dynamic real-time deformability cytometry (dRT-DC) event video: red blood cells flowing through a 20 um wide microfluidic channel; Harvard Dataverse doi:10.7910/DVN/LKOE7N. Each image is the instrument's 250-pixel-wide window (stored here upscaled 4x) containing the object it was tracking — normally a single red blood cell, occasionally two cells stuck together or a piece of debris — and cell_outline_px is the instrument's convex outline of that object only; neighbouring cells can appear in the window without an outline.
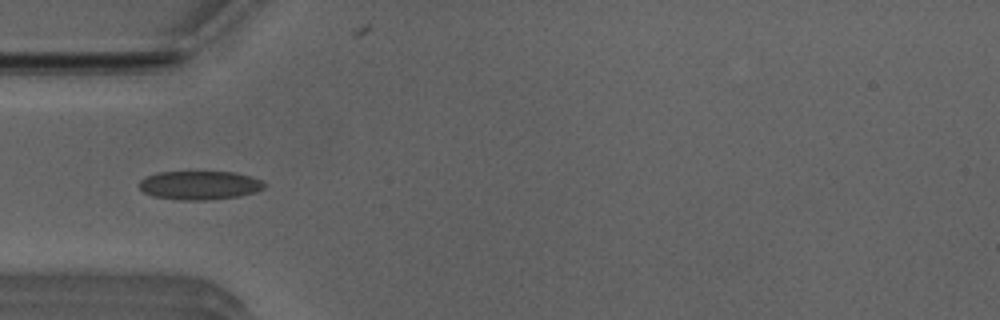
{"species": "Egyptian fruit bat (a non-hibernating species)", "species_latin": "Rousettus aegyptiacus", "temperature_condition": "room temperature", "stored_images_in_passage": 45, "camera_frame_rate_fps": 3000, "um_per_image_px": 0.085, "animal": {"sex": "male"}, "frame": {"image": 1, "passage_image": 9, "time_ms": 2.667, "image_size_px": [1000, 320], "cell_outline_px": [[268, 184], [264, 188], [256, 192], [240, 196], [204, 200], [180, 200], [152, 196], [144, 192], [136, 184], [140, 180], [156, 172], [236, 172], [252, 176]], "centroid_in_image_um": [16.98, 15.74], "position_along_channel_um": 68.0, "area_um2": 21.15}}
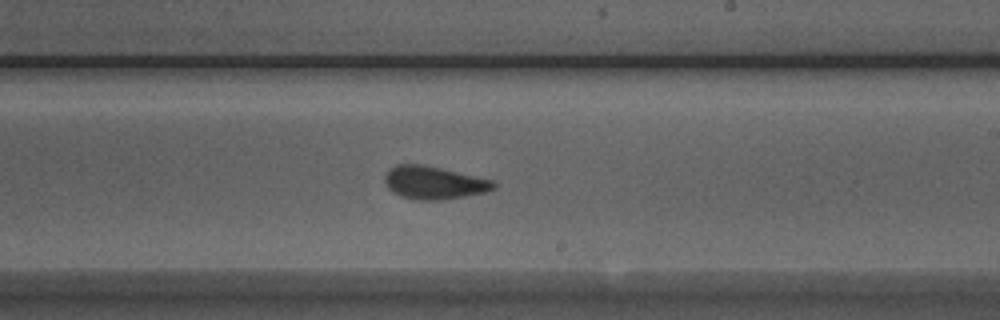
{"frame": {"image": 2, "passage_image": 23, "time_ms": 7.333, "image_size_px": [1000, 320], "cell_outline_px": [[496, 188], [484, 192], [464, 196], [440, 200], [416, 200], [400, 196], [392, 192], [384, 184], [384, 176], [388, 168], [400, 164], [424, 164], [492, 180], [496, 184]], "centroid_in_image_um": [36.82, 15.52], "position_along_channel_um": 252.2, "area_um2": 20.92}}
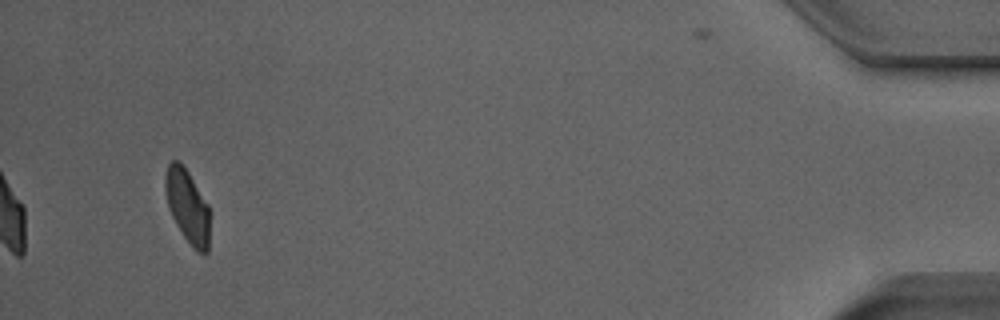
{"frame": {"image": 3, "passage_image": 42, "time_ms": 13.667, "image_size_px": [1000, 320], "cell_outline_px": [[208, 252], [204, 256], [196, 252], [192, 248], [176, 224], [168, 208], [164, 188], [164, 176], [168, 164], [172, 160], [180, 160], [188, 172], [208, 204]], "centroid_in_image_um": [15.91, 17.53], "position_along_channel_um": 419.3, "area_um2": 19.13}, "authors_computed_cell_mechanics": {"area_um2": 20.5768, "velocity_mm_per_s": 3.9419, "shape_relaxation_time_tau1_ms": 3.6, "shape_relaxation_time_tau2_ms": 1.2581, "deformation_change_tau1": 0.1119, "deformation_change_tau2": 0.0534}}